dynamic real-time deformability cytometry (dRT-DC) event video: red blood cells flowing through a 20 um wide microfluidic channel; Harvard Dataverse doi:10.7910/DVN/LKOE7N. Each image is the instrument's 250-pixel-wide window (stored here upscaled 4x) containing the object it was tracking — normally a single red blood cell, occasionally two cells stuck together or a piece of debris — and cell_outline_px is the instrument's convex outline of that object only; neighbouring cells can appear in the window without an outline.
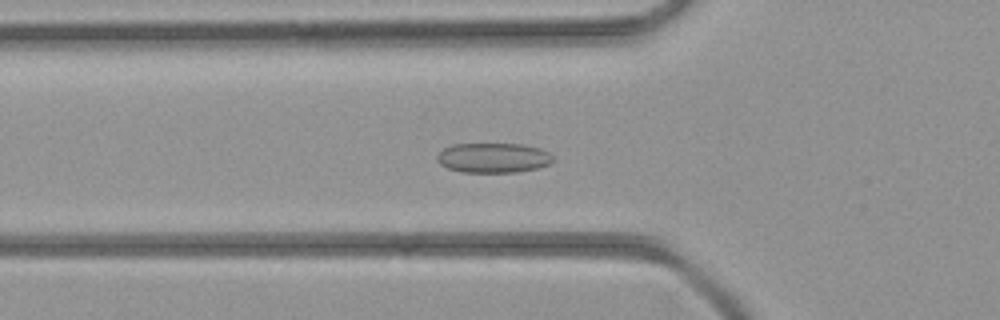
{"species": "common noctule bat (a hibernating species)", "species_latin": "Nyctalus noctula", "temperature_condition": "room temperature", "stored_images_in_passage": 45, "camera_frame_rate_fps": 3000, "um_per_image_px": 0.085, "animal": {"sex": "female", "body_mass_g": 21.9}, "frame": {"image": 1, "passage_image": 16, "time_ms": 5.0, "image_size_px": [1000, 320], "cell_outline_px": [[556, 160], [548, 164], [536, 168], [516, 172], [460, 172], [448, 168], [440, 164], [436, 160], [436, 156], [444, 148], [456, 144], [524, 144], [540, 148], [548, 152]], "centroid_in_image_um": [41.93, 13.41], "position_along_channel_um": 83.9, "area_um2": 20.17}}
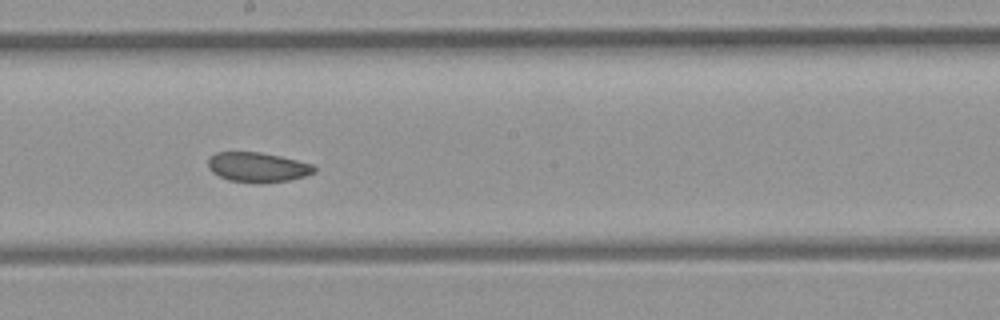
{"frame": {"image": 2, "passage_image": 25, "time_ms": 8.0, "image_size_px": [1000, 320], "cell_outline_px": [[316, 172], [304, 176], [288, 180], [260, 184], [256, 184], [228, 180], [212, 172], [208, 168], [208, 156], [216, 152], [260, 152], [280, 156], [312, 164], [316, 168]], "centroid_in_image_um": [21.87, 14.22], "position_along_channel_um": 226.3, "area_um2": 18.61}}
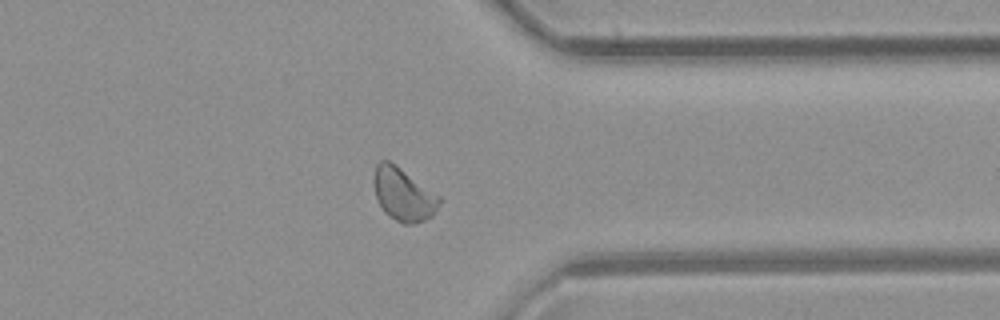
{"frame": {"image": 3, "passage_image": 35, "time_ms": 11.333, "image_size_px": [1000, 320], "cell_outline_px": [[440, 204], [432, 216], [424, 220], [412, 224], [404, 224], [388, 216], [384, 212], [376, 196], [372, 180], [372, 176], [376, 164], [380, 160], [388, 160], [396, 164], [440, 196]], "centroid_in_image_um": [34.26, 16.5], "position_along_channel_um": 377.1, "area_um2": 20.35}}